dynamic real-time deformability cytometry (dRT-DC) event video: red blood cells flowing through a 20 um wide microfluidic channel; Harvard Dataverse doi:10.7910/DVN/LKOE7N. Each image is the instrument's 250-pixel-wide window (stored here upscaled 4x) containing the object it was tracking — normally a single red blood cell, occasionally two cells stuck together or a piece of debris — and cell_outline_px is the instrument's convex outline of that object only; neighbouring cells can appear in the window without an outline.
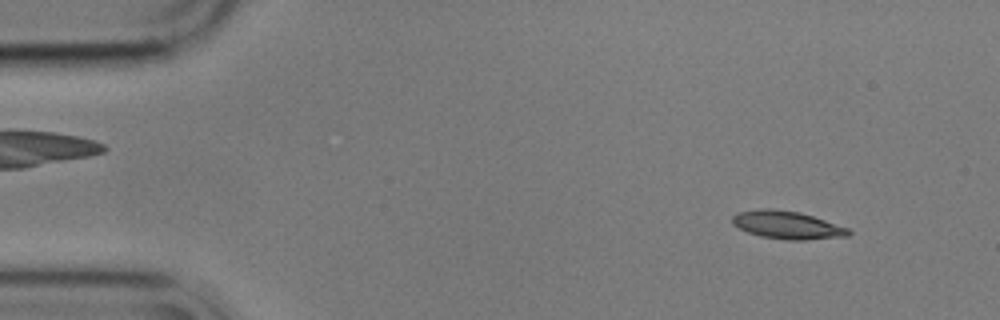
{"species": "common noctule bat (a hibernating species)", "species_latin": "Nyctalus noctula", "temperature_condition": "cold", "stored_images_in_passage": 45, "camera_frame_rate_fps": 3000, "um_per_image_px": 0.085, "animal": {"sex": "male", "body_mass_g": 17.9}, "frame": {"image": 1, "passage_image": 3, "time_ms": 0.667, "image_size_px": [1000, 320], "cell_outline_px": [[852, 232], [848, 236], [804, 240], [788, 240], [760, 236], [748, 232], [732, 224], [732, 216], [736, 212], [760, 208], [772, 208], [800, 212], [848, 228]], "centroid_in_image_um": [66.88, 19.11], "position_along_channel_um": 18.1, "area_um2": 18.9}}
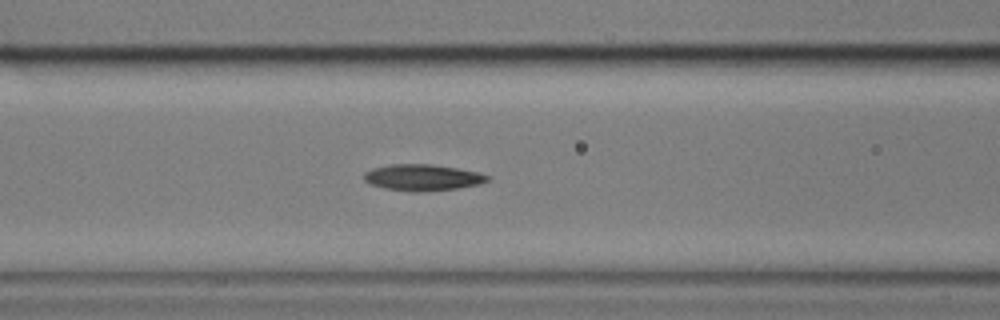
{"frame": {"image": 2, "passage_image": 20, "time_ms": 6.333, "image_size_px": [1000, 320], "cell_outline_px": [[492, 176], [488, 180], [480, 184], [460, 188], [420, 192], [412, 192], [384, 188], [368, 184], [364, 180], [364, 172], [372, 168], [388, 164], [432, 164], [480, 172]], "centroid_in_image_um": [35.92, 15.09], "position_along_channel_um": 130.7, "area_um2": 19.25}}
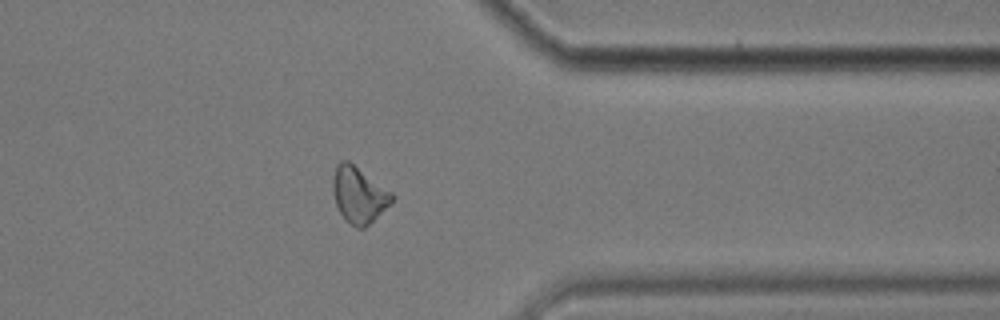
{"frame": {"image": 3, "passage_image": 42, "time_ms": 13.667, "image_size_px": [1000, 320], "cell_outline_px": [[396, 196], [364, 228], [356, 228], [344, 220], [336, 204], [332, 192], [332, 180], [336, 164], [340, 160], [348, 160], [392, 192]], "centroid_in_image_um": [30.45, 16.53], "position_along_channel_um": 380.9, "area_um2": 19.13}, "authors_computed_cell_mechanics": {"area_um2": 18.3804, "velocity_mm_per_s": 3.5397, "shape_relaxation_time_tau1_ms": 4.5052, "shape_relaxation_time_tau2_ms": null, "deformation_change_tau1": 0.1381, "deformation_change_tau2": null}}